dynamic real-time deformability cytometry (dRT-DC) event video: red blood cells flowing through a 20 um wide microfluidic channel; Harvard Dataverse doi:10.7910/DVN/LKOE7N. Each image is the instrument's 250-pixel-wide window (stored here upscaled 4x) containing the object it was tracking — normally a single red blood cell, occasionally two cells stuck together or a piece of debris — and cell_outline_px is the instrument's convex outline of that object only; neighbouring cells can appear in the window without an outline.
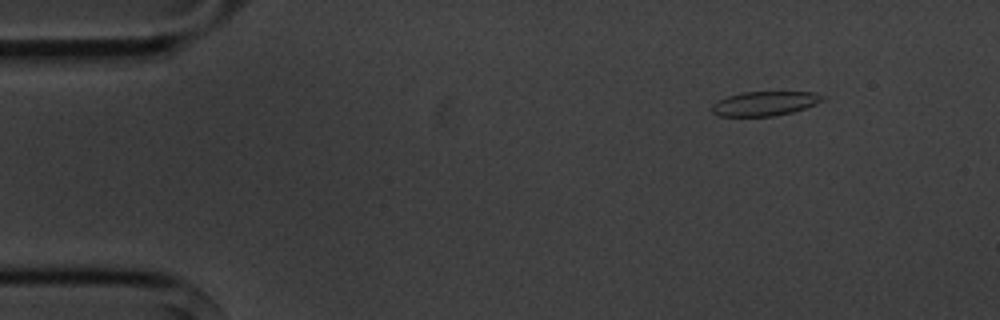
{"species": "common noctule bat (a hibernating species)", "species_latin": "Nyctalus noctula", "temperature_condition": "cold", "stored_images_in_passage": 7, "camera_frame_rate_fps": 3000, "um_per_image_px": 0.085, "animal": {"sex": "male", "body_mass_g": 20.1, "forearm_length_mm": 53.5}, "frame": {"image": 1, "passage_image": 1, "time_ms": 0.0, "image_size_px": [1000, 320], "cell_outline_px": [[828, 96], [824, 100], [816, 104], [792, 112], [772, 116], [720, 116], [712, 112], [712, 104], [728, 96], [744, 92], [816, 92]], "centroid_in_image_um": [65.06, 8.79], "position_along_channel_um": 19.9, "area_um2": 15.66}}
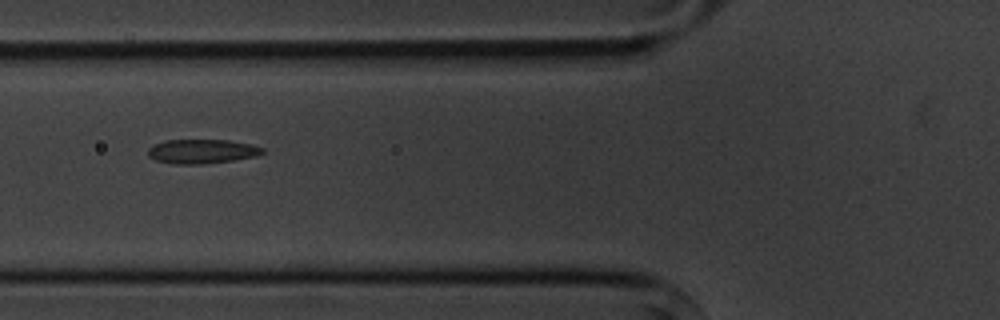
{"frame": {"image": 2, "passage_image": 5, "time_ms": 4.667, "image_size_px": [1000, 320], "cell_outline_px": [[264, 152], [256, 156], [232, 160], [200, 164], [176, 164], [156, 160], [148, 156], [148, 148], [152, 144], [164, 140], [228, 140], [252, 144], [264, 148]], "centroid_in_image_um": [17.14, 12.85], "position_along_channel_um": 108.7, "area_um2": 16.18}}
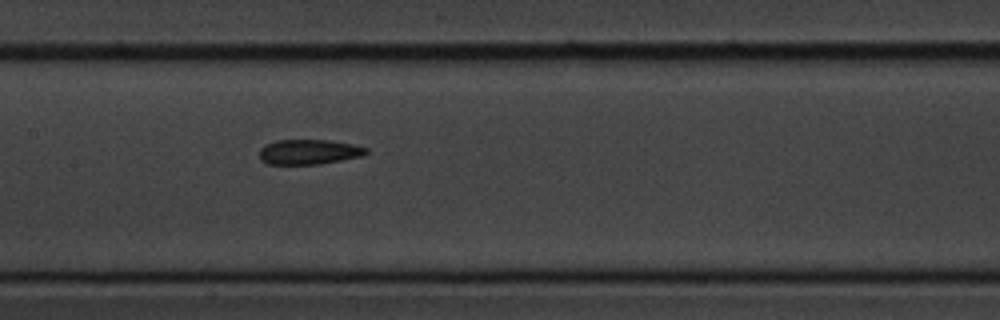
{"frame": {"image": 3, "passage_image": 7, "time_ms": 6.667, "image_size_px": [1000, 320], "cell_outline_px": [[368, 152], [364, 156], [320, 164], [268, 164], [260, 160], [260, 148], [264, 144], [276, 140], [328, 140], [352, 144], [368, 148]], "centroid_in_image_um": [26.26, 12.91], "position_along_channel_um": 181.1, "area_um2": 15.66}}